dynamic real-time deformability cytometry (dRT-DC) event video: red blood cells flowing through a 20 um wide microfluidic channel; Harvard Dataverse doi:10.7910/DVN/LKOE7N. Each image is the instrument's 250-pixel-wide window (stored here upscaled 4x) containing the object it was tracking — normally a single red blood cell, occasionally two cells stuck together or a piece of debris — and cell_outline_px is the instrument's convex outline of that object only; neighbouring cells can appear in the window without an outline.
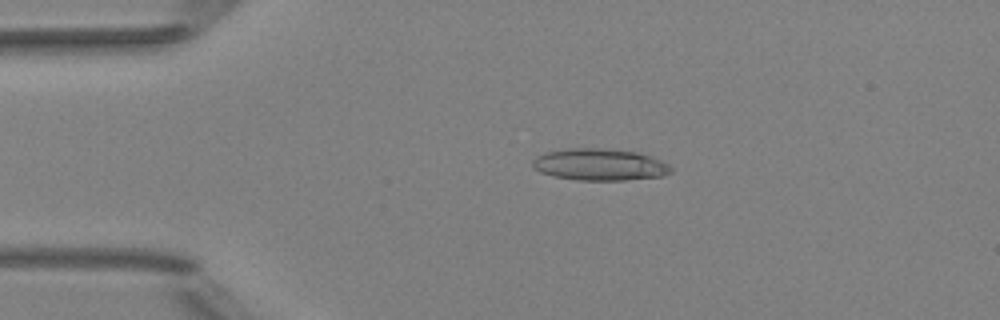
{"species": "Egyptian fruit bat (a non-hibernating species)", "species_latin": "Rousettus aegyptiacus", "temperature_condition": "room temperature", "stored_images_in_passage": 43, "camera_frame_rate_fps": 3000, "um_per_image_px": 0.085, "animal": {"sex": "female"}, "frame": {"image": 1, "passage_image": 3, "time_ms": 0.667, "image_size_px": [1000, 320], "cell_outline_px": [[672, 172], [664, 176], [624, 180], [576, 180], [552, 176], [540, 172], [532, 168], [532, 160], [536, 156], [548, 152], [568, 148], [600, 148], [636, 152], [660, 160], [668, 164], [672, 168]], "centroid_in_image_um": [50.95, 14.0], "position_along_channel_um": 34.1, "area_um2": 25.66}}
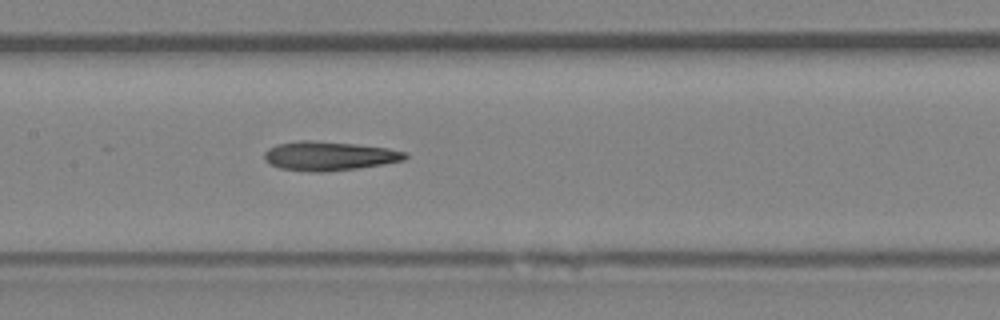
{"frame": {"image": 2, "passage_image": 17, "time_ms": 5.333, "image_size_px": [1000, 320], "cell_outline_px": [[408, 156], [404, 160], [384, 164], [360, 168], [324, 172], [308, 172], [280, 168], [264, 160], [264, 152], [268, 148], [276, 144], [300, 140], [312, 140], [356, 144], [388, 148], [408, 152]], "centroid_in_image_um": [27.98, 13.25], "position_along_channel_um": 179.4, "area_um2": 24.1}}
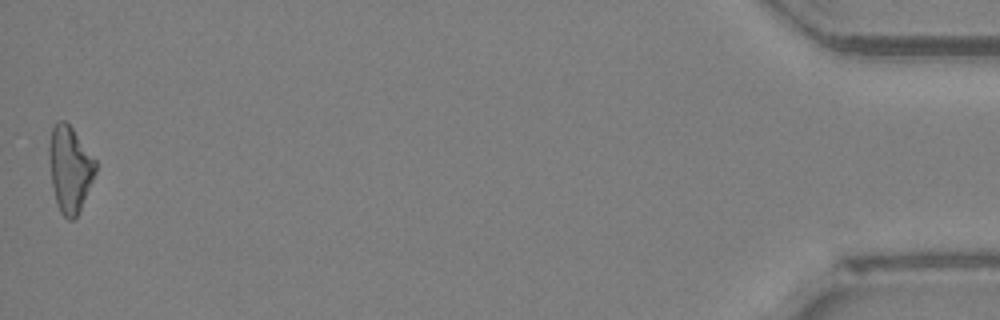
{"frame": {"image": 3, "passage_image": 43, "time_ms": 14.0, "image_size_px": [1000, 320], "cell_outline_px": [[96, 172], [80, 208], [76, 216], [72, 220], [68, 220], [60, 212], [56, 204], [52, 184], [48, 152], [48, 144], [52, 128], [56, 120], [64, 120], [72, 128], [96, 160]], "centroid_in_image_um": [5.91, 14.34], "position_along_channel_um": 429.3, "area_um2": 23.12}, "authors_computed_cell_mechanics": {"area_um2": 23.6402, "velocity_mm_per_s": 4.01, "shape_relaxation_time_tau1_ms": null, "shape_relaxation_time_tau2_ms": 7.5057, "deformation_change_tau1": null, "deformation_change_tau2": 0.2231}}